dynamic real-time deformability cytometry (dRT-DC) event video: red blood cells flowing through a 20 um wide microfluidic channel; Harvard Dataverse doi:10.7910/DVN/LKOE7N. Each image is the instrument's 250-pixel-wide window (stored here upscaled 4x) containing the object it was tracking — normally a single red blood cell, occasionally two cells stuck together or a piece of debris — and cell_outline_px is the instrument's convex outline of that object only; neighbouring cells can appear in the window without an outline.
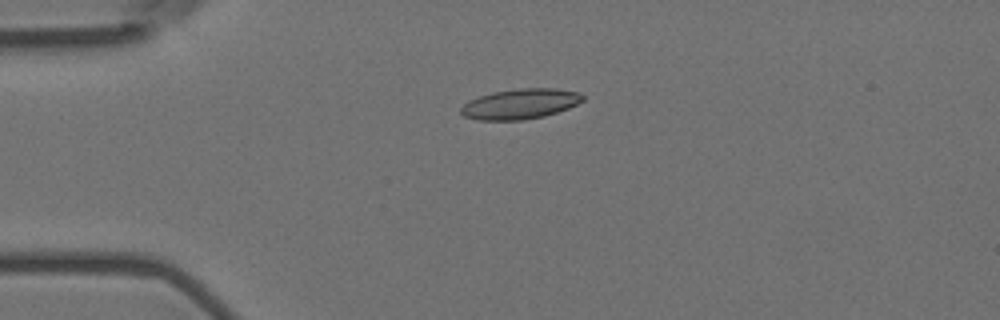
{"species": "Egyptian fruit bat (a non-hibernating species)", "species_latin": "Rousettus aegyptiacus", "temperature_condition": "room temperature", "stored_images_in_passage": 57, "camera_frame_rate_fps": 3000, "um_per_image_px": 0.085, "animal": {"sex": "female"}, "frame": {"image": 1, "passage_image": 14, "time_ms": 4.333, "image_size_px": [1000, 320], "cell_outline_px": [[584, 100], [568, 108], [544, 116], [524, 120], [476, 120], [464, 116], [460, 112], [460, 108], [468, 100], [492, 92], [520, 88], [556, 88], [580, 92], [584, 96]], "centroid_in_image_um": [44.21, 8.83], "position_along_channel_um": 40.8, "area_um2": 21.56}}
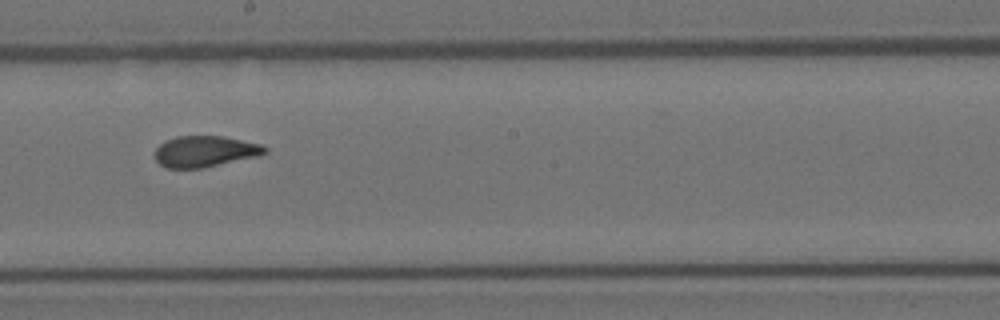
{"frame": {"image": 2, "passage_image": 32, "time_ms": 10.333, "image_size_px": [1000, 320], "cell_outline_px": [[268, 152], [260, 156], [200, 168], [164, 168], [156, 160], [156, 148], [164, 140], [176, 136], [224, 136], [260, 144], [268, 148]], "centroid_in_image_um": [17.43, 12.86], "position_along_channel_um": 230.8, "area_um2": 20.0}}
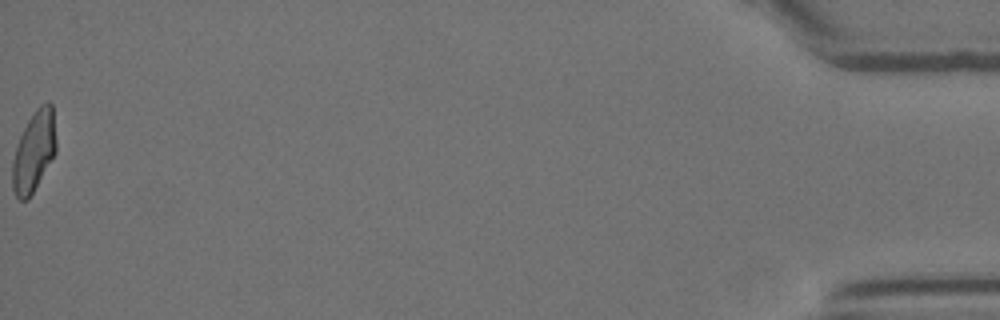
{"frame": {"image": 3, "passage_image": 57, "time_ms": 18.667, "image_size_px": [1000, 320], "cell_outline_px": [[56, 152], [28, 200], [20, 200], [16, 196], [12, 188], [12, 160], [20, 136], [32, 112], [40, 104], [48, 100], [52, 104], [56, 140]], "centroid_in_image_um": [2.88, 12.84], "position_along_channel_um": 432.3, "area_um2": 20.52}, "authors_computed_cell_mechanics": {"area_um2": 20.4612, "velocity_mm_per_s": 3.6153, "shape_relaxation_time_tau1_ms": 6.2686, "shape_relaxation_time_tau2_ms": 2.109, "deformation_change_tau1": 0.1861, "deformation_change_tau2": 0.0539}}